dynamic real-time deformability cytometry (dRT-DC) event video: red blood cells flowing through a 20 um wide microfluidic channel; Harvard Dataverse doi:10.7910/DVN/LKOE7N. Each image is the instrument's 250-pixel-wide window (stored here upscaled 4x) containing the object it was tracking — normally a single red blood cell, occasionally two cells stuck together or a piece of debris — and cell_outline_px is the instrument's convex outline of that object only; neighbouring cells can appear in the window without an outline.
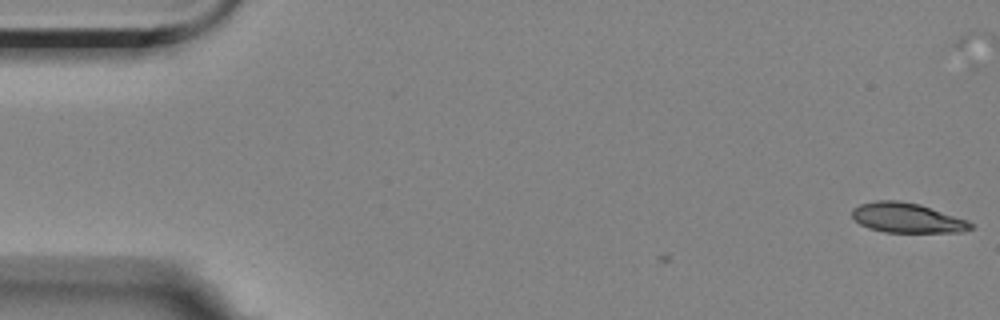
{"species": "Egyptian fruit bat (a non-hibernating species)", "species_latin": "Rousettus aegyptiacus", "temperature_condition": "room temperature", "stored_images_in_passage": 3, "camera_frame_rate_fps": 3000, "um_per_image_px": 0.085, "animal": {"sex": "female"}, "frame": {"image": 1, "passage_image": 1, "time_ms": 0.0, "image_size_px": [1000, 320], "cell_outline_px": [[976, 224], [972, 228], [964, 232], [884, 232], [868, 228], [860, 224], [852, 216], [852, 208], [860, 204], [876, 200], [900, 200], [920, 204], [968, 220]], "centroid_in_image_um": [77.12, 18.51], "position_along_channel_um": 7.9, "area_um2": 20.81}}